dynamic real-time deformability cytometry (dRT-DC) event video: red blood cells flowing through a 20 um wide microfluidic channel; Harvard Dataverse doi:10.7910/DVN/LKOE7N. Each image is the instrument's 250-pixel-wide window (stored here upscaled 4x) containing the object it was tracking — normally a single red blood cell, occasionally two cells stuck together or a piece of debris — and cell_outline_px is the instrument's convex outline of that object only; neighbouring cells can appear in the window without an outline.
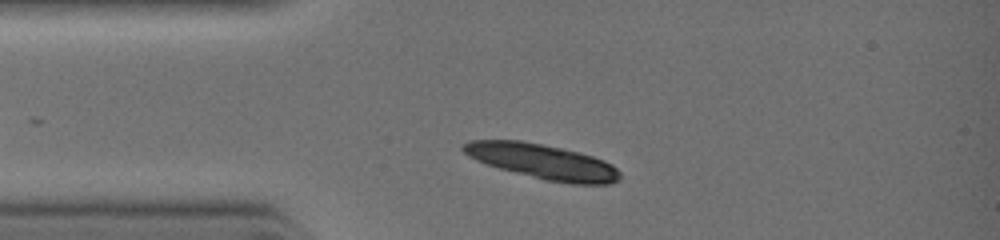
{"species": "common noctule bat (a hibernating species)", "species_latin": "Nyctalus noctula", "temperature_condition": "warm", "stored_images_in_passage": 1, "camera_frame_rate_fps": 3000, "um_per_image_px": 0.085, "animal": {"sex": "female", "body_mass_g": 19.0, "forearm_length_mm": 51.5}, "frame": {"image": 1, "passage_image": 1, "time_ms": 0.0, "image_size_px": [1000, 240], "cell_outline_px": [[620, 180], [612, 184], [572, 184], [544, 180], [500, 168], [476, 160], [468, 156], [460, 148], [460, 144], [468, 140], [520, 140], [580, 152], [604, 160], [612, 164], [620, 172]], "centroid_in_image_um": [46.12, 13.73], "position_along_channel_um": 38.9, "area_um2": 31.96}}